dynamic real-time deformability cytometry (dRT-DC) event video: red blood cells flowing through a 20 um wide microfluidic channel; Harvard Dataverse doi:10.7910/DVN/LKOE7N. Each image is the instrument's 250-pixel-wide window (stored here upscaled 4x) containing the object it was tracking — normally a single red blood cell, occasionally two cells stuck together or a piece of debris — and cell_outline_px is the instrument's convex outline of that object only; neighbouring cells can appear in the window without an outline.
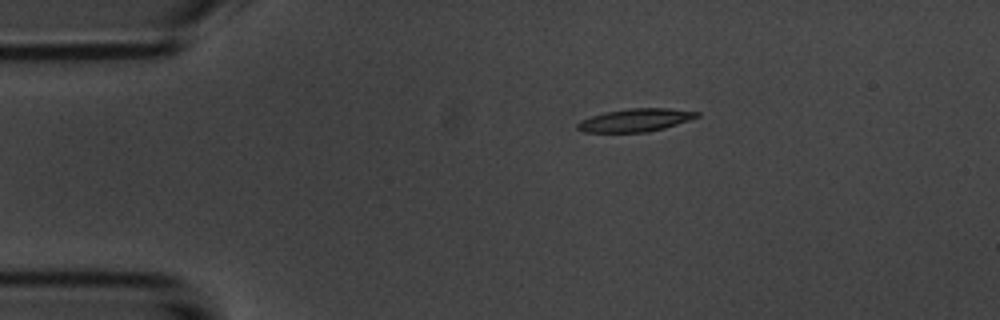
{"species": "common noctule bat (a hibernating species)", "species_latin": "Nyctalus noctula", "temperature_condition": "room temperature", "stored_images_in_passage": 45, "camera_frame_rate_fps": 3000, "um_per_image_px": 0.085, "animal": {"sex": "male", "body_mass_g": 20.1, "forearm_length_mm": 53.5}, "frame": {"image": 1, "passage_image": 1, "time_ms": 0.0, "image_size_px": [1000, 320], "cell_outline_px": [[700, 116], [664, 128], [648, 132], [584, 132], [576, 128], [576, 124], [580, 120], [604, 112], [628, 108], [668, 108], [700, 112]], "centroid_in_image_um": [53.99, 10.2], "position_along_channel_um": 31.0, "area_um2": 15.95}}
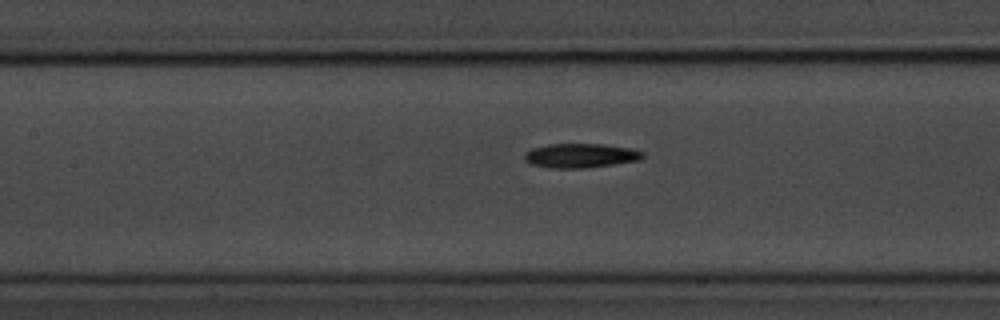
{"frame": {"image": 2, "passage_image": 15, "time_ms": 4.667, "image_size_px": [1000, 320], "cell_outline_px": [[644, 156], [640, 160], [584, 168], [548, 168], [532, 164], [524, 160], [524, 156], [532, 148], [548, 144], [604, 144], [632, 148], [644, 152]], "centroid_in_image_um": [49.37, 13.22], "position_along_channel_um": 158.0, "area_um2": 16.7}}
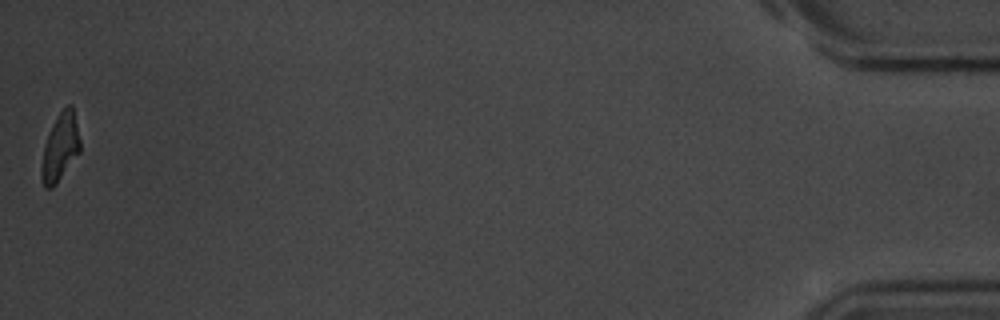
{"frame": {"image": 3, "passage_image": 45, "time_ms": 14.667, "image_size_px": [1000, 320], "cell_outline_px": [[80, 152], [56, 184], [52, 188], [44, 188], [40, 176], [40, 172], [44, 144], [52, 124], [56, 116], [68, 104], [72, 104], [80, 140]], "centroid_in_image_um": [5.1, 12.53], "position_along_channel_um": 430.1, "area_um2": 15.26}, "authors_computed_cell_mechanics": {"area_um2": 16.1262, "velocity_mm_per_s": 3.6872, "shape_relaxation_time_tau1_ms": 3.9196, "shape_relaxation_time_tau2_ms": 6.7883, "deformation_change_tau1": 0.1595, "deformation_change_tau2": 0.1598}}